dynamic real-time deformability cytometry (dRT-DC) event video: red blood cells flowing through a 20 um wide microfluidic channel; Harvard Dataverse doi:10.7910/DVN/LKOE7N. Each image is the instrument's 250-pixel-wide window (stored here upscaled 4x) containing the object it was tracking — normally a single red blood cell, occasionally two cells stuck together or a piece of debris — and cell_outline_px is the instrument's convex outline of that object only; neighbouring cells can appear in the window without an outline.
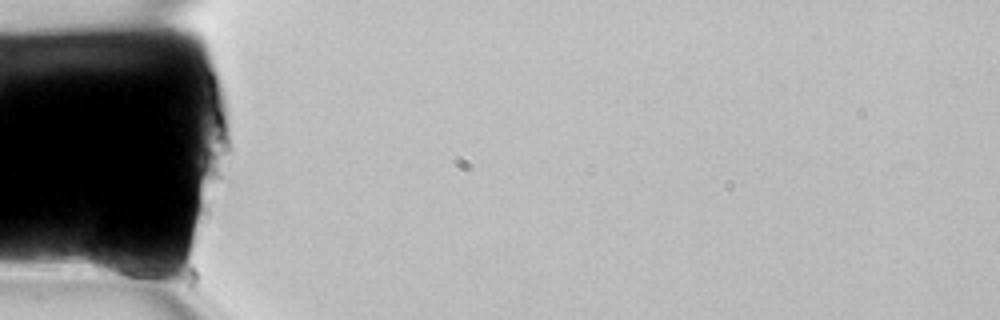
{"species": "common noctule bat (a hibernating species)", "species_latin": "Nyctalus noctula", "temperature_condition": "room temperature", "stored_images_in_passage": 2, "camera_frame_rate_fps": 3000, "um_per_image_px": 0.085, "animal": {"sex": "female", "body_mass_g": 22.7, "forearm_length_mm": 54.2}, "frame": {"image": 1, "passage_image": 1, "time_ms": 0.0, "image_size_px": [1000, 320], "cell_outline_px": [[160, 272], [156, 288], [92, 272], [88, 264], [88, 256], [96, 240], [100, 240], [132, 252], [140, 256], [156, 268]], "centroid_in_image_um": [10.35, 22.49], "position_along_channel_um": 74.6, "area_um2": 14.39}}